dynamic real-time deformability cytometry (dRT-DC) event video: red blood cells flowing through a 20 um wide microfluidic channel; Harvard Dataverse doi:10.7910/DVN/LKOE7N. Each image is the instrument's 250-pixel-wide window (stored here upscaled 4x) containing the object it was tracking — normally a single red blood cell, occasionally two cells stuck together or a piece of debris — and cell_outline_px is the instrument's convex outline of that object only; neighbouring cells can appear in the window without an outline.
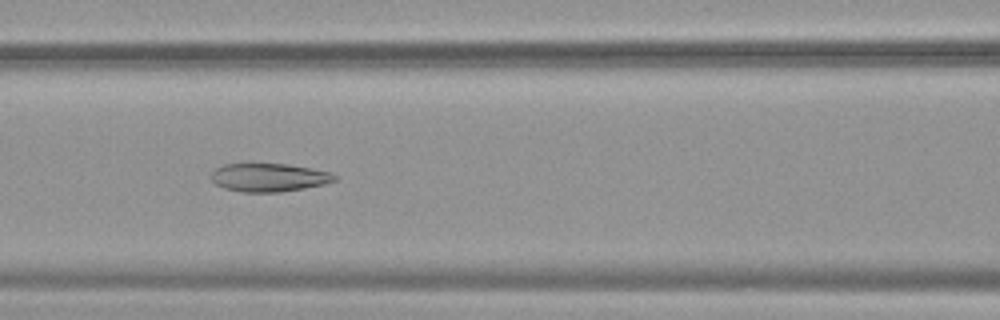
{"species": "common noctule bat (a hibernating species)", "species_latin": "Nyctalus noctula", "temperature_condition": "warm", "stored_images_in_passage": 53, "camera_frame_rate_fps": 3000, "um_per_image_px": 0.085, "animal": {"sex": "female", "body_mass_g": 19.9}, "frame": {"image": 1, "passage_image": 24, "time_ms": 7.667, "image_size_px": [1000, 320], "cell_outline_px": [[340, 176], [336, 180], [324, 184], [304, 188], [280, 192], [240, 192], [224, 188], [216, 184], [208, 176], [216, 168], [224, 164], [288, 164], [312, 168], [332, 172]], "centroid_in_image_um": [22.88, 15.08], "position_along_channel_um": 143.7, "area_um2": 20.58}}
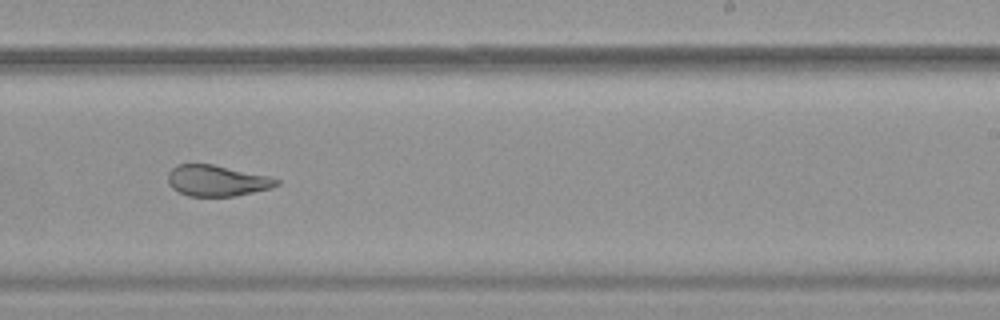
{"frame": {"image": 2, "passage_image": 34, "time_ms": 11.0, "image_size_px": [1000, 320], "cell_outline_px": [[280, 184], [272, 188], [236, 196], [188, 196], [172, 188], [168, 184], [168, 172], [176, 164], [212, 164], [268, 176], [280, 180]], "centroid_in_image_um": [18.43, 15.36], "position_along_channel_um": 270.6, "area_um2": 19.65}}
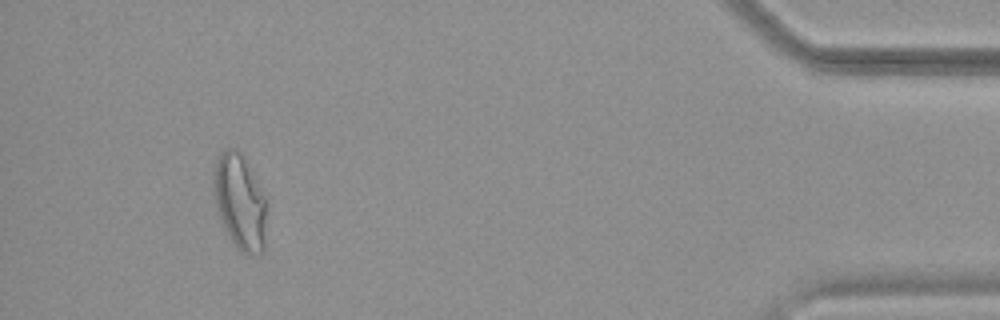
{"frame": {"image": 3, "passage_image": 50, "time_ms": 16.333, "image_size_px": [1000, 320], "cell_outline_px": [[268, 200], [264, 252], [260, 256], [248, 256], [232, 240], [224, 228], [220, 220], [216, 208], [212, 184], [212, 180], [216, 156], [228, 148], [236, 148], [244, 156]], "centroid_in_image_um": [20.42, 17.15], "position_along_channel_um": 414.8, "area_um2": 30.35}, "authors_computed_cell_mechanics": {"area_um2": 26.3568, "velocity_mm_per_s": 3.826, "shape_relaxation_time_tau1_ms": null, "shape_relaxation_time_tau2_ms": 1.7845, "deformation_change_tau1": null, "deformation_change_tau2": 0.098}}